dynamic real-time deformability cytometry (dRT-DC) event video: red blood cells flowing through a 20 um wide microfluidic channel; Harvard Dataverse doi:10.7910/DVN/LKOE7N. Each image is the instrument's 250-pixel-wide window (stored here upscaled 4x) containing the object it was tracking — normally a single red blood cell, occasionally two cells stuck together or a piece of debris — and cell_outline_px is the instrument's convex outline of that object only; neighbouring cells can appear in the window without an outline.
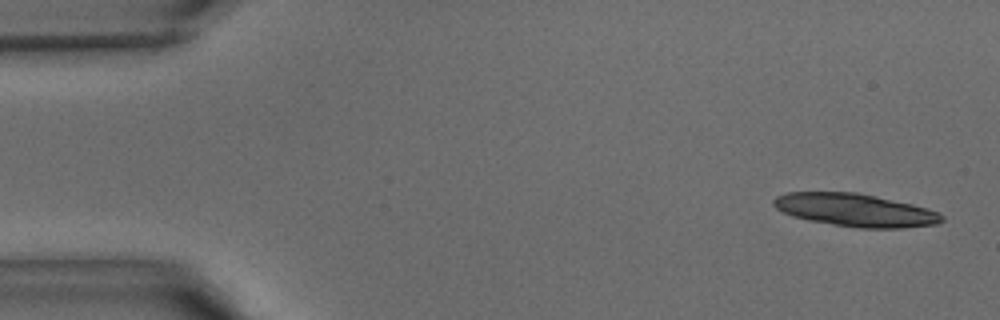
{"species": "common noctule bat (a hibernating species)", "species_latin": "Nyctalus noctula", "temperature_condition": "warm", "stored_images_in_passage": 40, "segment_of_instrument_passage": [1, 2], "camera_frame_rate_fps": 3000, "um_per_image_px": 0.085, "animal": {"sex": "male", "body_mass_g": 15.6}, "frame": {"image": 1, "passage_image": 1, "time_ms": 0.0, "image_size_px": [1000, 320], "cell_outline_px": [[944, 220], [936, 224], [900, 228], [860, 228], [808, 220], [792, 216], [776, 208], [772, 204], [772, 200], [776, 196], [788, 192], [856, 192], [912, 204], [928, 208], [940, 212], [944, 216]], "centroid_in_image_um": [72.7, 17.85], "position_along_channel_um": 12.3, "area_um2": 32.14}}